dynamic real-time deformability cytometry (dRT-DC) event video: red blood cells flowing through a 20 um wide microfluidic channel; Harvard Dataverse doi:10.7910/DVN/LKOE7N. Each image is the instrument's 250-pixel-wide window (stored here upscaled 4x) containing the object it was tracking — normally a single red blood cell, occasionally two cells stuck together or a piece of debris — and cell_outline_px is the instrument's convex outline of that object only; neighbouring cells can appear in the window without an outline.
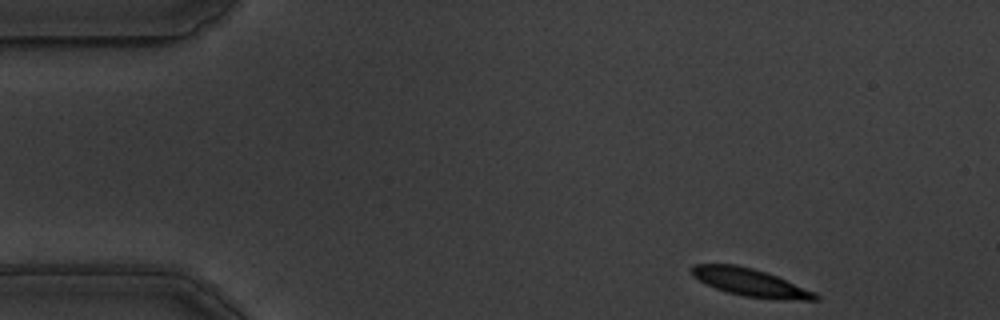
{"species": "common noctule bat (a hibernating species)", "species_latin": "Nyctalus noctula", "temperature_condition": "warm", "stored_images_in_passage": 10, "camera_frame_rate_fps": 3000, "um_per_image_px": 0.085, "animal": {"sex": "male", "body_mass_g": 19.5, "forearm_length_mm": 54.6}, "frame": {"image": 1, "passage_image": 1, "time_ms": 0.0, "image_size_px": [1000, 320], "cell_outline_px": [[820, 300], [800, 300], [744, 296], [728, 292], [704, 284], [692, 276], [692, 264], [736, 264], [752, 268], [776, 276], [816, 292], [820, 296]], "centroid_in_image_um": [63.76, 24.0], "position_along_channel_um": 21.2, "area_um2": 19.71}}